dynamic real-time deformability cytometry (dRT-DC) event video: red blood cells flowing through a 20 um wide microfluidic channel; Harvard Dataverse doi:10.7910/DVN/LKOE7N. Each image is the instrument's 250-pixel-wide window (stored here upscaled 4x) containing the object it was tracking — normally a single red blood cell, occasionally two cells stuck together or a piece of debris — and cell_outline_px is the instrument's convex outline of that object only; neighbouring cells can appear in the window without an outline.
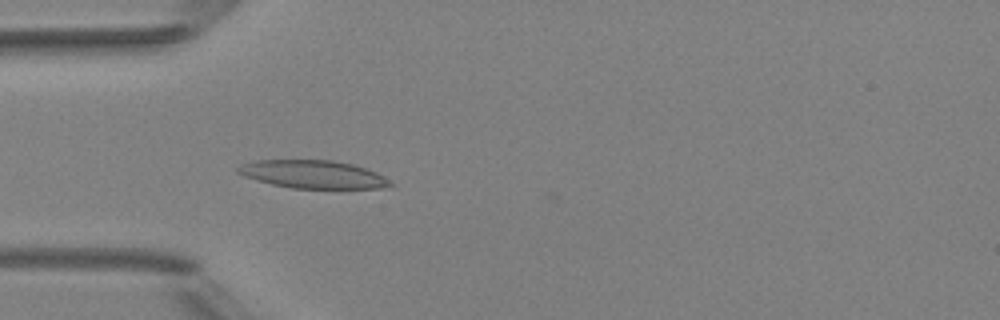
{"species": "Egyptian fruit bat (a non-hibernating species)", "species_latin": "Rousettus aegyptiacus", "temperature_condition": "room temperature", "stored_images_in_passage": 4, "camera_frame_rate_fps": 3000, "um_per_image_px": 0.085, "animal": {"sex": "female"}, "frame": {"image": 1, "passage_image": 4, "time_ms": 3.333, "image_size_px": [1000, 320], "cell_outline_px": [[396, 184], [392, 188], [292, 188], [272, 184], [256, 180], [244, 176], [236, 172], [236, 168], [244, 164], [256, 160], [332, 160], [352, 164], [376, 172]], "centroid_in_image_um": [26.65, 14.82], "position_along_channel_um": 58.4, "area_um2": 24.85}}